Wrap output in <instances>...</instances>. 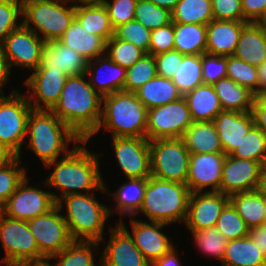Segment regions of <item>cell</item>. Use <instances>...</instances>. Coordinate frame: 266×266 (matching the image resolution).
<instances>
[{"instance_id": "cell-40", "label": "cell", "mask_w": 266, "mask_h": 266, "mask_svg": "<svg viewBox=\"0 0 266 266\" xmlns=\"http://www.w3.org/2000/svg\"><path fill=\"white\" fill-rule=\"evenodd\" d=\"M230 156L254 160L264 166L266 160V132L255 125L244 135Z\"/></svg>"}, {"instance_id": "cell-18", "label": "cell", "mask_w": 266, "mask_h": 266, "mask_svg": "<svg viewBox=\"0 0 266 266\" xmlns=\"http://www.w3.org/2000/svg\"><path fill=\"white\" fill-rule=\"evenodd\" d=\"M67 78L68 75L60 70H34L25 80V85L32 90L28 93L30 96L27 95L31 107L34 110H51L58 102Z\"/></svg>"}, {"instance_id": "cell-28", "label": "cell", "mask_w": 266, "mask_h": 266, "mask_svg": "<svg viewBox=\"0 0 266 266\" xmlns=\"http://www.w3.org/2000/svg\"><path fill=\"white\" fill-rule=\"evenodd\" d=\"M59 41L81 54L87 61L106 54V41L100 36L88 33L76 19Z\"/></svg>"}, {"instance_id": "cell-4", "label": "cell", "mask_w": 266, "mask_h": 266, "mask_svg": "<svg viewBox=\"0 0 266 266\" xmlns=\"http://www.w3.org/2000/svg\"><path fill=\"white\" fill-rule=\"evenodd\" d=\"M102 114L97 130L104 127L112 137L146 138L148 109L134 92L117 91L102 97Z\"/></svg>"}, {"instance_id": "cell-11", "label": "cell", "mask_w": 266, "mask_h": 266, "mask_svg": "<svg viewBox=\"0 0 266 266\" xmlns=\"http://www.w3.org/2000/svg\"><path fill=\"white\" fill-rule=\"evenodd\" d=\"M193 123L184 97L168 104L148 109L146 138L150 140L182 138Z\"/></svg>"}, {"instance_id": "cell-21", "label": "cell", "mask_w": 266, "mask_h": 266, "mask_svg": "<svg viewBox=\"0 0 266 266\" xmlns=\"http://www.w3.org/2000/svg\"><path fill=\"white\" fill-rule=\"evenodd\" d=\"M132 237L137 248L142 252L144 257L152 263L159 259L164 254L168 253L175 245L170 242L163 232L160 230L166 225V223L149 221H140L130 217Z\"/></svg>"}, {"instance_id": "cell-52", "label": "cell", "mask_w": 266, "mask_h": 266, "mask_svg": "<svg viewBox=\"0 0 266 266\" xmlns=\"http://www.w3.org/2000/svg\"><path fill=\"white\" fill-rule=\"evenodd\" d=\"M171 50H174L173 22L151 31L149 54L155 56Z\"/></svg>"}, {"instance_id": "cell-9", "label": "cell", "mask_w": 266, "mask_h": 266, "mask_svg": "<svg viewBox=\"0 0 266 266\" xmlns=\"http://www.w3.org/2000/svg\"><path fill=\"white\" fill-rule=\"evenodd\" d=\"M13 90L9 95L0 94V145L6 146L16 156L26 139L27 119L33 109L25 94Z\"/></svg>"}, {"instance_id": "cell-7", "label": "cell", "mask_w": 266, "mask_h": 266, "mask_svg": "<svg viewBox=\"0 0 266 266\" xmlns=\"http://www.w3.org/2000/svg\"><path fill=\"white\" fill-rule=\"evenodd\" d=\"M22 17V23L45 42L56 41L74 21L75 6L65 0H30L22 5Z\"/></svg>"}, {"instance_id": "cell-41", "label": "cell", "mask_w": 266, "mask_h": 266, "mask_svg": "<svg viewBox=\"0 0 266 266\" xmlns=\"http://www.w3.org/2000/svg\"><path fill=\"white\" fill-rule=\"evenodd\" d=\"M156 76L157 69L154 55L145 54L132 67L127 68L123 91L135 92Z\"/></svg>"}, {"instance_id": "cell-17", "label": "cell", "mask_w": 266, "mask_h": 266, "mask_svg": "<svg viewBox=\"0 0 266 266\" xmlns=\"http://www.w3.org/2000/svg\"><path fill=\"white\" fill-rule=\"evenodd\" d=\"M110 228L109 242L100 256V262L106 266H151L135 245L123 220Z\"/></svg>"}, {"instance_id": "cell-38", "label": "cell", "mask_w": 266, "mask_h": 266, "mask_svg": "<svg viewBox=\"0 0 266 266\" xmlns=\"http://www.w3.org/2000/svg\"><path fill=\"white\" fill-rule=\"evenodd\" d=\"M99 244L98 241L73 240L52 259H57L58 266H98L94 263L93 250Z\"/></svg>"}, {"instance_id": "cell-30", "label": "cell", "mask_w": 266, "mask_h": 266, "mask_svg": "<svg viewBox=\"0 0 266 266\" xmlns=\"http://www.w3.org/2000/svg\"><path fill=\"white\" fill-rule=\"evenodd\" d=\"M147 109L159 107L183 97L172 79L156 76L134 92Z\"/></svg>"}, {"instance_id": "cell-23", "label": "cell", "mask_w": 266, "mask_h": 266, "mask_svg": "<svg viewBox=\"0 0 266 266\" xmlns=\"http://www.w3.org/2000/svg\"><path fill=\"white\" fill-rule=\"evenodd\" d=\"M219 135L223 152L230 155L239 145L242 137L254 126L250 112L222 110L213 120Z\"/></svg>"}, {"instance_id": "cell-24", "label": "cell", "mask_w": 266, "mask_h": 266, "mask_svg": "<svg viewBox=\"0 0 266 266\" xmlns=\"http://www.w3.org/2000/svg\"><path fill=\"white\" fill-rule=\"evenodd\" d=\"M87 62L81 54L56 40L44 43L37 69L60 70L68 76L80 75L86 73Z\"/></svg>"}, {"instance_id": "cell-63", "label": "cell", "mask_w": 266, "mask_h": 266, "mask_svg": "<svg viewBox=\"0 0 266 266\" xmlns=\"http://www.w3.org/2000/svg\"><path fill=\"white\" fill-rule=\"evenodd\" d=\"M256 190L266 198V168H263Z\"/></svg>"}, {"instance_id": "cell-1", "label": "cell", "mask_w": 266, "mask_h": 266, "mask_svg": "<svg viewBox=\"0 0 266 266\" xmlns=\"http://www.w3.org/2000/svg\"><path fill=\"white\" fill-rule=\"evenodd\" d=\"M102 97L86 74L68 76L58 102L51 111L81 140L86 141L101 120Z\"/></svg>"}, {"instance_id": "cell-26", "label": "cell", "mask_w": 266, "mask_h": 266, "mask_svg": "<svg viewBox=\"0 0 266 266\" xmlns=\"http://www.w3.org/2000/svg\"><path fill=\"white\" fill-rule=\"evenodd\" d=\"M190 110L193 122H212L223 110L215 88L202 84L183 95Z\"/></svg>"}, {"instance_id": "cell-66", "label": "cell", "mask_w": 266, "mask_h": 266, "mask_svg": "<svg viewBox=\"0 0 266 266\" xmlns=\"http://www.w3.org/2000/svg\"><path fill=\"white\" fill-rule=\"evenodd\" d=\"M254 23L266 29V6L260 17Z\"/></svg>"}, {"instance_id": "cell-20", "label": "cell", "mask_w": 266, "mask_h": 266, "mask_svg": "<svg viewBox=\"0 0 266 266\" xmlns=\"http://www.w3.org/2000/svg\"><path fill=\"white\" fill-rule=\"evenodd\" d=\"M229 202V196L221 192L191 193L185 225L190 231L216 227L217 220Z\"/></svg>"}, {"instance_id": "cell-15", "label": "cell", "mask_w": 266, "mask_h": 266, "mask_svg": "<svg viewBox=\"0 0 266 266\" xmlns=\"http://www.w3.org/2000/svg\"><path fill=\"white\" fill-rule=\"evenodd\" d=\"M115 158L127 178L151 176L150 148L147 138L112 137Z\"/></svg>"}, {"instance_id": "cell-45", "label": "cell", "mask_w": 266, "mask_h": 266, "mask_svg": "<svg viewBox=\"0 0 266 266\" xmlns=\"http://www.w3.org/2000/svg\"><path fill=\"white\" fill-rule=\"evenodd\" d=\"M216 227L228 241L247 237L250 229L230 201L223 208Z\"/></svg>"}, {"instance_id": "cell-5", "label": "cell", "mask_w": 266, "mask_h": 266, "mask_svg": "<svg viewBox=\"0 0 266 266\" xmlns=\"http://www.w3.org/2000/svg\"><path fill=\"white\" fill-rule=\"evenodd\" d=\"M190 194L187 184L150 176L147 178L142 205L134 216L141 212L150 221L185 223Z\"/></svg>"}, {"instance_id": "cell-65", "label": "cell", "mask_w": 266, "mask_h": 266, "mask_svg": "<svg viewBox=\"0 0 266 266\" xmlns=\"http://www.w3.org/2000/svg\"><path fill=\"white\" fill-rule=\"evenodd\" d=\"M74 6L90 5V4H104L107 0H65ZM74 3V4H73Z\"/></svg>"}, {"instance_id": "cell-37", "label": "cell", "mask_w": 266, "mask_h": 266, "mask_svg": "<svg viewBox=\"0 0 266 266\" xmlns=\"http://www.w3.org/2000/svg\"><path fill=\"white\" fill-rule=\"evenodd\" d=\"M173 23L207 25L213 17L211 0H179L171 11Z\"/></svg>"}, {"instance_id": "cell-42", "label": "cell", "mask_w": 266, "mask_h": 266, "mask_svg": "<svg viewBox=\"0 0 266 266\" xmlns=\"http://www.w3.org/2000/svg\"><path fill=\"white\" fill-rule=\"evenodd\" d=\"M191 233L194 236V242L198 246L199 251L203 252L206 256H214L222 263L228 240L217 227L191 231Z\"/></svg>"}, {"instance_id": "cell-48", "label": "cell", "mask_w": 266, "mask_h": 266, "mask_svg": "<svg viewBox=\"0 0 266 266\" xmlns=\"http://www.w3.org/2000/svg\"><path fill=\"white\" fill-rule=\"evenodd\" d=\"M150 35L151 31L135 19L114 29L116 38L133 43L146 54H149Z\"/></svg>"}, {"instance_id": "cell-12", "label": "cell", "mask_w": 266, "mask_h": 266, "mask_svg": "<svg viewBox=\"0 0 266 266\" xmlns=\"http://www.w3.org/2000/svg\"><path fill=\"white\" fill-rule=\"evenodd\" d=\"M61 210L55 205L50 211L28 220L42 257H53L67 247L73 239Z\"/></svg>"}, {"instance_id": "cell-62", "label": "cell", "mask_w": 266, "mask_h": 266, "mask_svg": "<svg viewBox=\"0 0 266 266\" xmlns=\"http://www.w3.org/2000/svg\"><path fill=\"white\" fill-rule=\"evenodd\" d=\"M52 259V257H42L35 260L23 262L17 266H53L49 261ZM54 266H58L57 263H55Z\"/></svg>"}, {"instance_id": "cell-61", "label": "cell", "mask_w": 266, "mask_h": 266, "mask_svg": "<svg viewBox=\"0 0 266 266\" xmlns=\"http://www.w3.org/2000/svg\"><path fill=\"white\" fill-rule=\"evenodd\" d=\"M16 155L10 151L6 146L0 145V168L11 162Z\"/></svg>"}, {"instance_id": "cell-19", "label": "cell", "mask_w": 266, "mask_h": 266, "mask_svg": "<svg viewBox=\"0 0 266 266\" xmlns=\"http://www.w3.org/2000/svg\"><path fill=\"white\" fill-rule=\"evenodd\" d=\"M263 168L260 162L226 155L222 167L220 192L230 196L238 192L256 190Z\"/></svg>"}, {"instance_id": "cell-25", "label": "cell", "mask_w": 266, "mask_h": 266, "mask_svg": "<svg viewBox=\"0 0 266 266\" xmlns=\"http://www.w3.org/2000/svg\"><path fill=\"white\" fill-rule=\"evenodd\" d=\"M246 21L211 20L207 25L206 52L220 56L234 54Z\"/></svg>"}, {"instance_id": "cell-8", "label": "cell", "mask_w": 266, "mask_h": 266, "mask_svg": "<svg viewBox=\"0 0 266 266\" xmlns=\"http://www.w3.org/2000/svg\"><path fill=\"white\" fill-rule=\"evenodd\" d=\"M149 148L151 176L186 184L191 154L182 138L150 140Z\"/></svg>"}, {"instance_id": "cell-27", "label": "cell", "mask_w": 266, "mask_h": 266, "mask_svg": "<svg viewBox=\"0 0 266 266\" xmlns=\"http://www.w3.org/2000/svg\"><path fill=\"white\" fill-rule=\"evenodd\" d=\"M252 66H259L266 60V29L249 22L243 29L233 54Z\"/></svg>"}, {"instance_id": "cell-47", "label": "cell", "mask_w": 266, "mask_h": 266, "mask_svg": "<svg viewBox=\"0 0 266 266\" xmlns=\"http://www.w3.org/2000/svg\"><path fill=\"white\" fill-rule=\"evenodd\" d=\"M20 156L0 168V209L26 177L25 166H21Z\"/></svg>"}, {"instance_id": "cell-14", "label": "cell", "mask_w": 266, "mask_h": 266, "mask_svg": "<svg viewBox=\"0 0 266 266\" xmlns=\"http://www.w3.org/2000/svg\"><path fill=\"white\" fill-rule=\"evenodd\" d=\"M44 43L41 37L22 23L6 36L0 46L10 67L14 65L34 71L40 66Z\"/></svg>"}, {"instance_id": "cell-50", "label": "cell", "mask_w": 266, "mask_h": 266, "mask_svg": "<svg viewBox=\"0 0 266 266\" xmlns=\"http://www.w3.org/2000/svg\"><path fill=\"white\" fill-rule=\"evenodd\" d=\"M227 76V56L202 54V80L204 84L214 85Z\"/></svg>"}, {"instance_id": "cell-59", "label": "cell", "mask_w": 266, "mask_h": 266, "mask_svg": "<svg viewBox=\"0 0 266 266\" xmlns=\"http://www.w3.org/2000/svg\"><path fill=\"white\" fill-rule=\"evenodd\" d=\"M181 265L182 264L178 259L175 247H173L168 253L164 254L162 257L151 263V266H181Z\"/></svg>"}, {"instance_id": "cell-43", "label": "cell", "mask_w": 266, "mask_h": 266, "mask_svg": "<svg viewBox=\"0 0 266 266\" xmlns=\"http://www.w3.org/2000/svg\"><path fill=\"white\" fill-rule=\"evenodd\" d=\"M146 53L133 43L118 39L114 35L106 42V55L116 64L132 67Z\"/></svg>"}, {"instance_id": "cell-58", "label": "cell", "mask_w": 266, "mask_h": 266, "mask_svg": "<svg viewBox=\"0 0 266 266\" xmlns=\"http://www.w3.org/2000/svg\"><path fill=\"white\" fill-rule=\"evenodd\" d=\"M11 67L9 61L4 54L2 47L0 46V93L4 95L3 88L7 85V81L10 79Z\"/></svg>"}, {"instance_id": "cell-51", "label": "cell", "mask_w": 266, "mask_h": 266, "mask_svg": "<svg viewBox=\"0 0 266 266\" xmlns=\"http://www.w3.org/2000/svg\"><path fill=\"white\" fill-rule=\"evenodd\" d=\"M138 0H113L106 1V7L112 27L115 29L121 24L134 20Z\"/></svg>"}, {"instance_id": "cell-3", "label": "cell", "mask_w": 266, "mask_h": 266, "mask_svg": "<svg viewBox=\"0 0 266 266\" xmlns=\"http://www.w3.org/2000/svg\"><path fill=\"white\" fill-rule=\"evenodd\" d=\"M26 136L30 139L28 147L44 165L68 155L81 140L51 110L32 109L27 119ZM75 143L71 150L69 144ZM64 153V154H62Z\"/></svg>"}, {"instance_id": "cell-49", "label": "cell", "mask_w": 266, "mask_h": 266, "mask_svg": "<svg viewBox=\"0 0 266 266\" xmlns=\"http://www.w3.org/2000/svg\"><path fill=\"white\" fill-rule=\"evenodd\" d=\"M19 17H22L21 3L17 0H0V45L10 32L22 24L18 23Z\"/></svg>"}, {"instance_id": "cell-67", "label": "cell", "mask_w": 266, "mask_h": 266, "mask_svg": "<svg viewBox=\"0 0 266 266\" xmlns=\"http://www.w3.org/2000/svg\"><path fill=\"white\" fill-rule=\"evenodd\" d=\"M17 1L23 5L25 2L30 1V0H17Z\"/></svg>"}, {"instance_id": "cell-6", "label": "cell", "mask_w": 266, "mask_h": 266, "mask_svg": "<svg viewBox=\"0 0 266 266\" xmlns=\"http://www.w3.org/2000/svg\"><path fill=\"white\" fill-rule=\"evenodd\" d=\"M63 201L67 212L66 216H62L68 225L71 238L101 242L104 238L105 222L114 210L96 200L94 193L66 195L56 202L60 210L63 209Z\"/></svg>"}, {"instance_id": "cell-56", "label": "cell", "mask_w": 266, "mask_h": 266, "mask_svg": "<svg viewBox=\"0 0 266 266\" xmlns=\"http://www.w3.org/2000/svg\"><path fill=\"white\" fill-rule=\"evenodd\" d=\"M243 21L255 22L262 14L266 0H241Z\"/></svg>"}, {"instance_id": "cell-54", "label": "cell", "mask_w": 266, "mask_h": 266, "mask_svg": "<svg viewBox=\"0 0 266 266\" xmlns=\"http://www.w3.org/2000/svg\"><path fill=\"white\" fill-rule=\"evenodd\" d=\"M183 56L184 55L177 50H171L155 55L154 58L156 62L157 75L167 79H172L183 59Z\"/></svg>"}, {"instance_id": "cell-64", "label": "cell", "mask_w": 266, "mask_h": 266, "mask_svg": "<svg viewBox=\"0 0 266 266\" xmlns=\"http://www.w3.org/2000/svg\"><path fill=\"white\" fill-rule=\"evenodd\" d=\"M153 2L156 6L163 7L168 9L169 11H172L179 0H150Z\"/></svg>"}, {"instance_id": "cell-53", "label": "cell", "mask_w": 266, "mask_h": 266, "mask_svg": "<svg viewBox=\"0 0 266 266\" xmlns=\"http://www.w3.org/2000/svg\"><path fill=\"white\" fill-rule=\"evenodd\" d=\"M214 20L243 21L241 0H211Z\"/></svg>"}, {"instance_id": "cell-31", "label": "cell", "mask_w": 266, "mask_h": 266, "mask_svg": "<svg viewBox=\"0 0 266 266\" xmlns=\"http://www.w3.org/2000/svg\"><path fill=\"white\" fill-rule=\"evenodd\" d=\"M221 265L266 266V256L248 235L228 241Z\"/></svg>"}, {"instance_id": "cell-36", "label": "cell", "mask_w": 266, "mask_h": 266, "mask_svg": "<svg viewBox=\"0 0 266 266\" xmlns=\"http://www.w3.org/2000/svg\"><path fill=\"white\" fill-rule=\"evenodd\" d=\"M146 183L147 178H127V182L112 193L116 202V213L134 217L142 205Z\"/></svg>"}, {"instance_id": "cell-57", "label": "cell", "mask_w": 266, "mask_h": 266, "mask_svg": "<svg viewBox=\"0 0 266 266\" xmlns=\"http://www.w3.org/2000/svg\"><path fill=\"white\" fill-rule=\"evenodd\" d=\"M249 236L266 256V224L250 228Z\"/></svg>"}, {"instance_id": "cell-34", "label": "cell", "mask_w": 266, "mask_h": 266, "mask_svg": "<svg viewBox=\"0 0 266 266\" xmlns=\"http://www.w3.org/2000/svg\"><path fill=\"white\" fill-rule=\"evenodd\" d=\"M206 25L174 23V50L183 55H202L206 52Z\"/></svg>"}, {"instance_id": "cell-44", "label": "cell", "mask_w": 266, "mask_h": 266, "mask_svg": "<svg viewBox=\"0 0 266 266\" xmlns=\"http://www.w3.org/2000/svg\"><path fill=\"white\" fill-rule=\"evenodd\" d=\"M134 19L150 31L172 23L171 11L156 6L150 0H138Z\"/></svg>"}, {"instance_id": "cell-55", "label": "cell", "mask_w": 266, "mask_h": 266, "mask_svg": "<svg viewBox=\"0 0 266 266\" xmlns=\"http://www.w3.org/2000/svg\"><path fill=\"white\" fill-rule=\"evenodd\" d=\"M251 113L254 125L266 132V91L254 95Z\"/></svg>"}, {"instance_id": "cell-33", "label": "cell", "mask_w": 266, "mask_h": 266, "mask_svg": "<svg viewBox=\"0 0 266 266\" xmlns=\"http://www.w3.org/2000/svg\"><path fill=\"white\" fill-rule=\"evenodd\" d=\"M213 86L223 110L237 112L251 111L254 94L246 87L237 84L228 77L220 79Z\"/></svg>"}, {"instance_id": "cell-46", "label": "cell", "mask_w": 266, "mask_h": 266, "mask_svg": "<svg viewBox=\"0 0 266 266\" xmlns=\"http://www.w3.org/2000/svg\"><path fill=\"white\" fill-rule=\"evenodd\" d=\"M237 84L246 87L254 95L258 93L257 67L234 55L227 56V76Z\"/></svg>"}, {"instance_id": "cell-16", "label": "cell", "mask_w": 266, "mask_h": 266, "mask_svg": "<svg viewBox=\"0 0 266 266\" xmlns=\"http://www.w3.org/2000/svg\"><path fill=\"white\" fill-rule=\"evenodd\" d=\"M224 152L191 154L187 177V186L191 193L220 192Z\"/></svg>"}, {"instance_id": "cell-29", "label": "cell", "mask_w": 266, "mask_h": 266, "mask_svg": "<svg viewBox=\"0 0 266 266\" xmlns=\"http://www.w3.org/2000/svg\"><path fill=\"white\" fill-rule=\"evenodd\" d=\"M182 139L190 154L223 152L219 135L212 122H193Z\"/></svg>"}, {"instance_id": "cell-32", "label": "cell", "mask_w": 266, "mask_h": 266, "mask_svg": "<svg viewBox=\"0 0 266 266\" xmlns=\"http://www.w3.org/2000/svg\"><path fill=\"white\" fill-rule=\"evenodd\" d=\"M75 19L88 32L106 42L114 35L107 9L103 4L75 6Z\"/></svg>"}, {"instance_id": "cell-39", "label": "cell", "mask_w": 266, "mask_h": 266, "mask_svg": "<svg viewBox=\"0 0 266 266\" xmlns=\"http://www.w3.org/2000/svg\"><path fill=\"white\" fill-rule=\"evenodd\" d=\"M172 81L182 95L204 84L202 80V55H184Z\"/></svg>"}, {"instance_id": "cell-35", "label": "cell", "mask_w": 266, "mask_h": 266, "mask_svg": "<svg viewBox=\"0 0 266 266\" xmlns=\"http://www.w3.org/2000/svg\"><path fill=\"white\" fill-rule=\"evenodd\" d=\"M229 201L249 228L265 224V198L257 190L232 194Z\"/></svg>"}, {"instance_id": "cell-13", "label": "cell", "mask_w": 266, "mask_h": 266, "mask_svg": "<svg viewBox=\"0 0 266 266\" xmlns=\"http://www.w3.org/2000/svg\"><path fill=\"white\" fill-rule=\"evenodd\" d=\"M28 176L7 199L0 212L5 216L28 221L50 211L56 202L51 191L28 185Z\"/></svg>"}, {"instance_id": "cell-10", "label": "cell", "mask_w": 266, "mask_h": 266, "mask_svg": "<svg viewBox=\"0 0 266 266\" xmlns=\"http://www.w3.org/2000/svg\"><path fill=\"white\" fill-rule=\"evenodd\" d=\"M0 241L5 250V255L1 258L4 266H17L42 258L28 222L9 218L1 212Z\"/></svg>"}, {"instance_id": "cell-2", "label": "cell", "mask_w": 266, "mask_h": 266, "mask_svg": "<svg viewBox=\"0 0 266 266\" xmlns=\"http://www.w3.org/2000/svg\"><path fill=\"white\" fill-rule=\"evenodd\" d=\"M81 144L85 146L87 142H80L68 155L46 164V167L55 165V168L49 177L44 179L43 184L48 188L53 186L61 190V196L51 192L55 202L69 194H87L95 189L104 193L107 191L108 187L104 184L99 170V154L91 153Z\"/></svg>"}, {"instance_id": "cell-22", "label": "cell", "mask_w": 266, "mask_h": 266, "mask_svg": "<svg viewBox=\"0 0 266 266\" xmlns=\"http://www.w3.org/2000/svg\"><path fill=\"white\" fill-rule=\"evenodd\" d=\"M126 72V68L114 63L108 55H101L87 62L85 74L95 91L105 97L123 90Z\"/></svg>"}, {"instance_id": "cell-60", "label": "cell", "mask_w": 266, "mask_h": 266, "mask_svg": "<svg viewBox=\"0 0 266 266\" xmlns=\"http://www.w3.org/2000/svg\"><path fill=\"white\" fill-rule=\"evenodd\" d=\"M258 72V93L266 91V60L257 66Z\"/></svg>"}]
</instances>
